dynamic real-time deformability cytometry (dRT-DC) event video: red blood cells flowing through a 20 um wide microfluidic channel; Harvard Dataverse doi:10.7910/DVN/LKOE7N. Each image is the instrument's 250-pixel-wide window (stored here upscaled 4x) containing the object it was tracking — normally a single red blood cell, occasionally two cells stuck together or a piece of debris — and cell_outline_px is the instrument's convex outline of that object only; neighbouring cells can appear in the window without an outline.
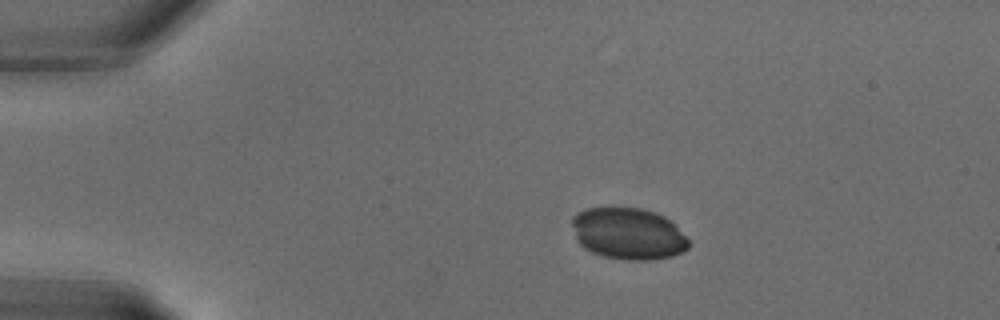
{"species": "common noctule bat (a hibernating species)", "species_latin": "Nyctalus noctula", "temperature_condition": "warm", "stored_images_in_passage": 5, "camera_frame_rate_fps": 3000, "um_per_image_px": 0.085, "animal": {"sex": "male", "body_mass_g": 18.8}, "frame": {"image": 1, "passage_image": 1, "time_ms": 0.0, "image_size_px": [1000, 320], "cell_outline_px": [[692, 244], [684, 252], [672, 256], [648, 260], [624, 260], [604, 256], [592, 252], [584, 248], [576, 240], [572, 224], [572, 216], [576, 212], [584, 208], [640, 208], [656, 212], [664, 216]], "centroid_in_image_um": [53.37, 19.86], "position_along_channel_um": 31.6, "area_um2": 35.08}}